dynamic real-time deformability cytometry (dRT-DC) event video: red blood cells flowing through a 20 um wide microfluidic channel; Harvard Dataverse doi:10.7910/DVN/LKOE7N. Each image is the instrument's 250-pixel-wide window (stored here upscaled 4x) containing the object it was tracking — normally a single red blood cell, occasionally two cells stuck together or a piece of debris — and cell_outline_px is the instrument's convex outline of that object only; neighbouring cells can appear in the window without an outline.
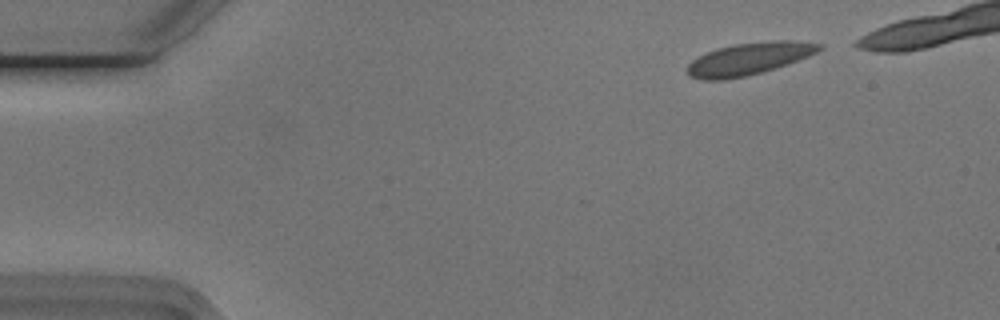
{"species": "Egyptian fruit bat (a non-hibernating species)", "species_latin": "Rousettus aegyptiacus", "temperature_condition": "cold", "stored_images_in_passage": 46, "camera_frame_rate_fps": 3000, "um_per_image_px": 0.085, "animal": {"sex": "male"}, "frame": {"image": 1, "passage_image": 4, "time_ms": 1.0, "image_size_px": [1000, 320], "cell_outline_px": [[824, 48], [808, 56], [788, 64], [776, 68], [744, 76], [724, 80], [704, 80], [688, 76], [684, 68], [692, 60], [716, 48], [736, 44], [772, 40], [792, 40], [824, 44]], "centroid_in_image_um": [63.65, 4.99], "position_along_channel_um": 21.3, "area_um2": 24.85}}
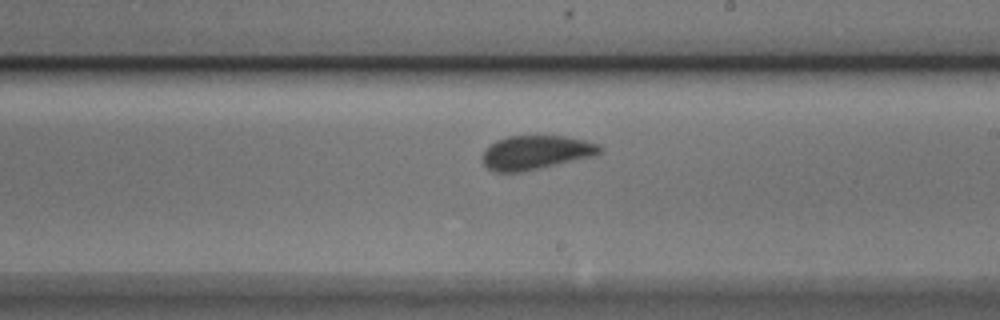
{"frame": {"image": 2, "passage_image": 29, "time_ms": 9.333, "image_size_px": [1000, 320], "cell_outline_px": [[604, 148], [596, 156], [524, 172], [492, 172], [484, 164], [484, 148], [496, 140], [508, 136], [564, 136], [584, 140], [600, 144]], "centroid_in_image_um": [45.58, 12.97], "position_along_channel_um": 243.4, "area_um2": 23.52}}
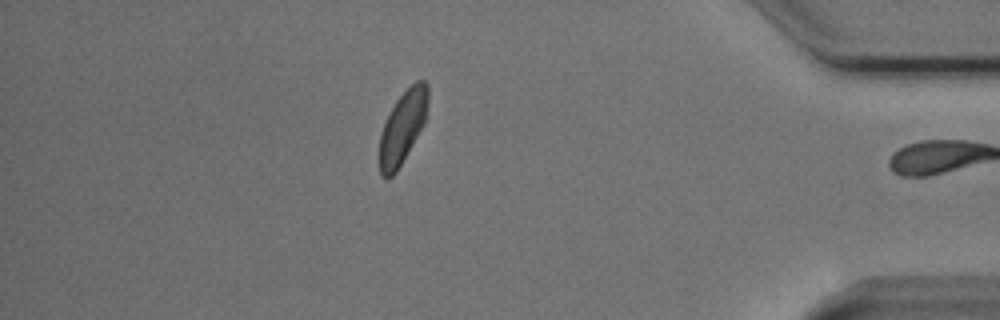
{"frame": {"image": 3, "passage_image": 45, "time_ms": 14.667, "image_size_px": [1000, 320], "cell_outline_px": [[428, 104], [424, 124], [396, 172], [388, 180], [384, 180], [380, 176], [380, 132], [396, 100], [416, 80], [424, 80], [428, 84]], "centroid_in_image_um": [34.22, 10.83], "position_along_channel_um": 401.0, "area_um2": 20.35}, "authors_computed_cell_mechanics": {"area_um2": 23.4957, "velocity_mm_per_s": 3.713, "shape_relaxation_time_tau1_ms": 4.0457, "shape_relaxation_time_tau2_ms": null, "deformation_change_tau1": 0.0864, "deformation_change_tau2": null}}